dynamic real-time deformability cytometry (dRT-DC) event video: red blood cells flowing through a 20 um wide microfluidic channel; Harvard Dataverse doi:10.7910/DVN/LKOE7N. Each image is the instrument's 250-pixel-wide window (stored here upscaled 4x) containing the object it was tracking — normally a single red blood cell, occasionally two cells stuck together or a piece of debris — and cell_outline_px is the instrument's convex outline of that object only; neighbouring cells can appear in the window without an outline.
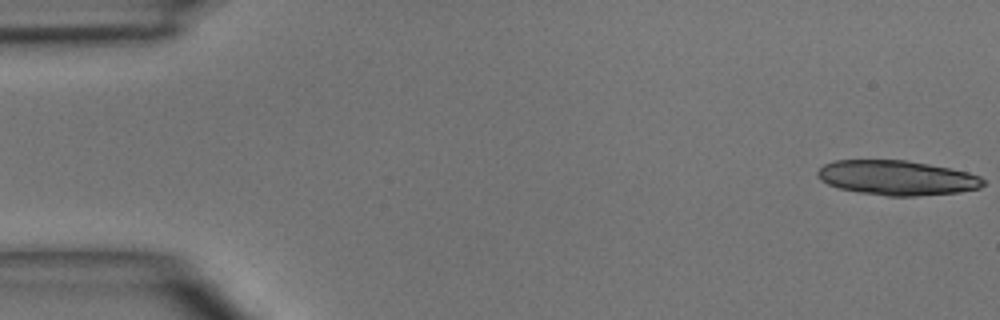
{"species": "common noctule bat (a hibernating species)", "species_latin": "Nyctalus noctula", "temperature_condition": "room temperature", "stored_images_in_passage": 5, "camera_frame_rate_fps": 3000, "um_per_image_px": 0.085, "animal": {"sex": "male", "body_mass_g": 15.6}, "frame": {"image": 1, "passage_image": 1, "time_ms": 0.0, "image_size_px": [1000, 320], "cell_outline_px": [[984, 184], [980, 188], [960, 192], [916, 196], [888, 196], [860, 192], [840, 188], [828, 184], [820, 180], [816, 172], [824, 164], [836, 160], [904, 160], [928, 164], [968, 172], [980, 176], [984, 180]], "centroid_in_image_um": [76.25, 15.11], "position_along_channel_um": 8.8, "area_um2": 33.35}}